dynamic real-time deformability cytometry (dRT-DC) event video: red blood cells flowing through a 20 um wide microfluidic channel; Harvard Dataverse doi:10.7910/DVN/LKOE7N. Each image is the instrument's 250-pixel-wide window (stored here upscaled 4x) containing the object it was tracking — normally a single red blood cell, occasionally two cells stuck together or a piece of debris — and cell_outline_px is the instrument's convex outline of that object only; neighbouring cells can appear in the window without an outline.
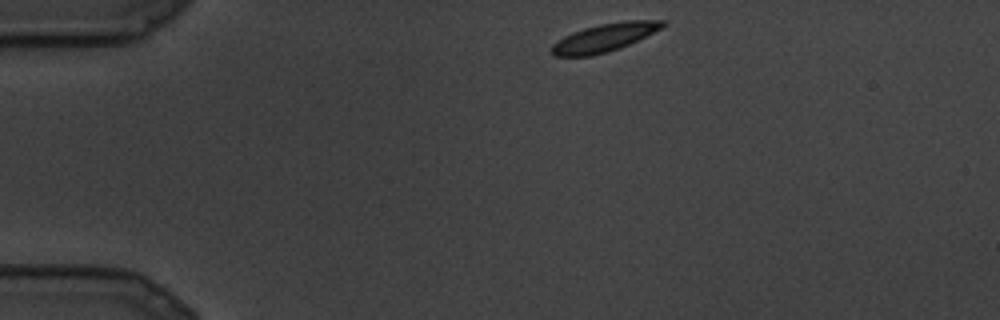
{"species": "common noctule bat (a hibernating species)", "species_latin": "Nyctalus noctula", "temperature_condition": "cold", "stored_images_in_passage": 6, "camera_frame_rate_fps": 3000, "um_per_image_px": 0.085, "animal": {"sex": "male", "body_mass_g": 19.5, "forearm_length_mm": 54.6}, "frame": {"image": 1, "passage_image": 1, "time_ms": 0.0, "image_size_px": [1000, 320], "cell_outline_px": [[668, 24], [620, 48], [608, 52], [592, 56], [552, 56], [552, 44], [564, 36], [572, 32], [584, 28], [600, 24], [624, 20], [668, 20]], "centroid_in_image_um": [51.36, 3.19], "position_along_channel_um": 33.6, "area_um2": 18.03}}
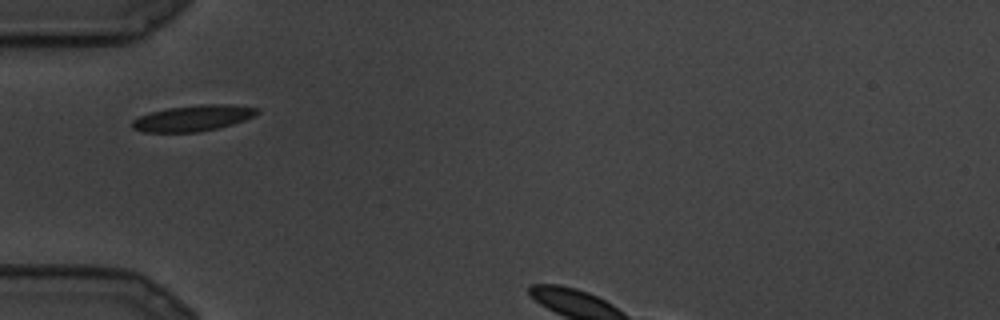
{"frame": {"image": 2, "passage_image": 4, "time_ms": 1.0, "image_size_px": [1000, 320], "cell_outline_px": [[260, 112], [244, 120], [220, 128], [200, 132], [144, 132], [132, 128], [132, 120], [140, 116], [152, 112], [168, 108], [200, 104], [232, 104], [260, 108]], "centroid_in_image_um": [16.44, 10.04], "position_along_channel_um": 68.6, "area_um2": 18.96}}